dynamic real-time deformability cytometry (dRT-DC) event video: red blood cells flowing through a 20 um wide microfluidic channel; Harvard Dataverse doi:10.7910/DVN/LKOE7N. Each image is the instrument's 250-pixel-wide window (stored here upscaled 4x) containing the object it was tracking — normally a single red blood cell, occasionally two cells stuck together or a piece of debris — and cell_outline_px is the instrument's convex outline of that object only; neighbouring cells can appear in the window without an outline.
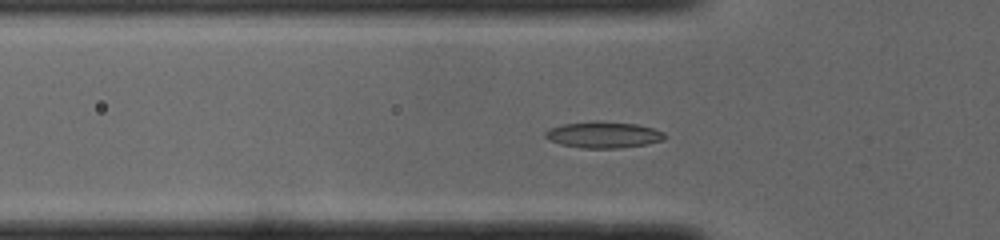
{"species": "common noctule bat (a hibernating species)", "species_latin": "Nyctalus noctula", "temperature_condition": "cold", "stored_images_in_passage": 36, "camera_frame_rate_fps": 3000, "um_per_image_px": 0.085, "animal": {"sex": "male", "body_mass_g": 19.0, "forearm_length_mm": 50.8}, "frame": {"image": 1, "passage_image": 2, "time_ms": 0.333, "image_size_px": [1000, 240], "cell_outline_px": [[668, 136], [664, 140], [644, 144], [616, 148], [580, 148], [560, 144], [548, 140], [544, 136], [544, 132], [548, 128], [564, 124], [592, 120], [596, 120], [636, 124], [652, 128], [664, 132]], "centroid_in_image_um": [51.25, 11.44], "position_along_channel_um": 74.5, "area_um2": 18.5}}
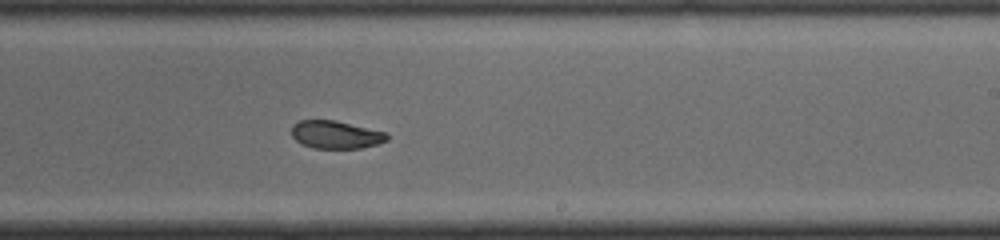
{"frame": {"image": 2, "passage_image": 16, "time_ms": 5.0, "image_size_px": [1000, 240], "cell_outline_px": [[388, 140], [376, 144], [360, 148], [312, 148], [300, 144], [292, 136], [292, 124], [300, 120], [336, 120], [388, 132]], "centroid_in_image_um": [28.54, 11.44], "position_along_channel_um": 260.5, "area_um2": 15.66}}
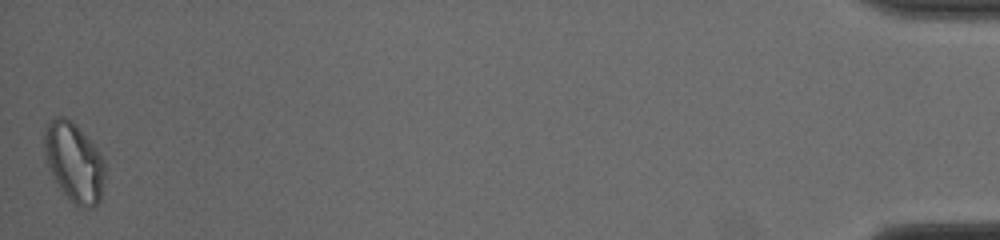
{"frame": {"image": 3, "passage_image": 36, "time_ms": 11.667, "image_size_px": [1000, 240], "cell_outline_px": [[104, 176], [100, 200], [92, 208], [80, 208], [72, 204], [52, 176], [44, 156], [44, 132], [48, 124], [56, 116], [64, 116], [76, 124], [100, 152], [104, 160]], "centroid_in_image_um": [6.29, 13.8], "position_along_channel_um": 428.9, "area_um2": 28.03}, "authors_computed_cell_mechanics": {"area_um2": 17.5423, "velocity_mm_per_s": 3.9892, "shape_relaxation_time_tau1_ms": null, "shape_relaxation_time_tau2_ms": 2.4162, "deformation_change_tau1": null, "deformation_change_tau2": 0.0676}}